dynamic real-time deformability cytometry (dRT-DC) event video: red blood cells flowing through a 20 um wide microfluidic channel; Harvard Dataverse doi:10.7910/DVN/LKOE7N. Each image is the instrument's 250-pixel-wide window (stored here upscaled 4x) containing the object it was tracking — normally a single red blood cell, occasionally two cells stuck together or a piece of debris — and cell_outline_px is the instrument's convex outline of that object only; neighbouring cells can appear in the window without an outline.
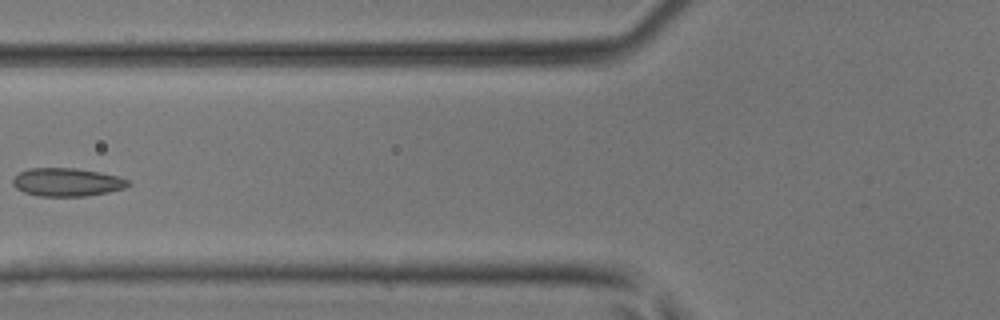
{"species": "common noctule bat (a hibernating species)", "species_latin": "Nyctalus noctula", "temperature_condition": "room temperature", "stored_images_in_passage": 5, "camera_frame_rate_fps": 3000, "um_per_image_px": 0.085, "animal": {"sex": "male", "body_mass_g": 17.9, "forearm_length_mm": 54.2}, "frame": {"image": 1, "passage_image": 5, "time_ms": 4.667, "image_size_px": [1000, 320], "cell_outline_px": [[132, 184], [124, 188], [108, 192], [84, 196], [36, 196], [24, 192], [16, 188], [12, 184], [12, 180], [20, 172], [28, 168], [76, 168], [100, 172], [132, 180]], "centroid_in_image_um": [5.71, 15.48], "position_along_channel_um": 120.1, "area_um2": 19.07}}